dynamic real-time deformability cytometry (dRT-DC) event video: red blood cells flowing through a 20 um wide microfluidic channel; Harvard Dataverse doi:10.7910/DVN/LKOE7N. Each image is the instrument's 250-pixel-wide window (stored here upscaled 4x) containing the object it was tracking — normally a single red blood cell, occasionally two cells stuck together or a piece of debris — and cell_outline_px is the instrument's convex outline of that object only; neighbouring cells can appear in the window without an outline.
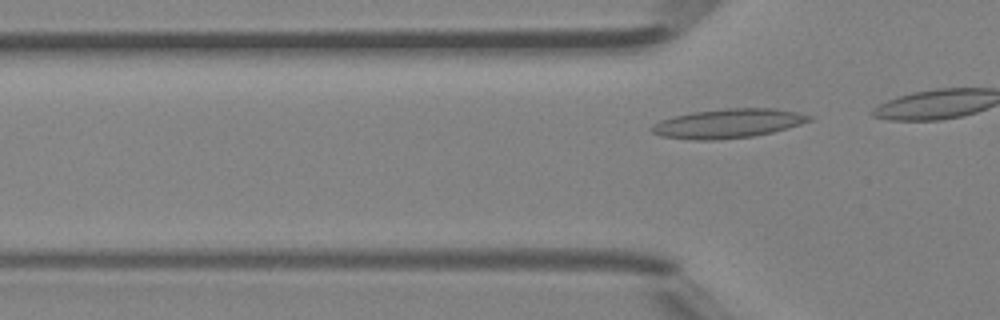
{"species": "Egyptian fruit bat (a non-hibernating species)", "species_latin": "Rousettus aegyptiacus", "temperature_condition": "room temperature", "stored_images_in_passage": 3, "camera_frame_rate_fps": 3000, "um_per_image_px": 0.085, "animal": {"sex": "female"}, "frame": {"image": 1, "passage_image": 3, "time_ms": 0.667, "image_size_px": [1000, 320], "cell_outline_px": [[812, 120], [788, 128], [772, 132], [752, 136], [716, 140], [696, 140], [660, 136], [652, 132], [648, 128], [660, 120], [692, 112], [728, 108], [772, 108], [796, 112], [812, 116]], "centroid_in_image_um": [61.87, 10.49], "position_along_channel_um": 63.9, "area_um2": 26.65}}